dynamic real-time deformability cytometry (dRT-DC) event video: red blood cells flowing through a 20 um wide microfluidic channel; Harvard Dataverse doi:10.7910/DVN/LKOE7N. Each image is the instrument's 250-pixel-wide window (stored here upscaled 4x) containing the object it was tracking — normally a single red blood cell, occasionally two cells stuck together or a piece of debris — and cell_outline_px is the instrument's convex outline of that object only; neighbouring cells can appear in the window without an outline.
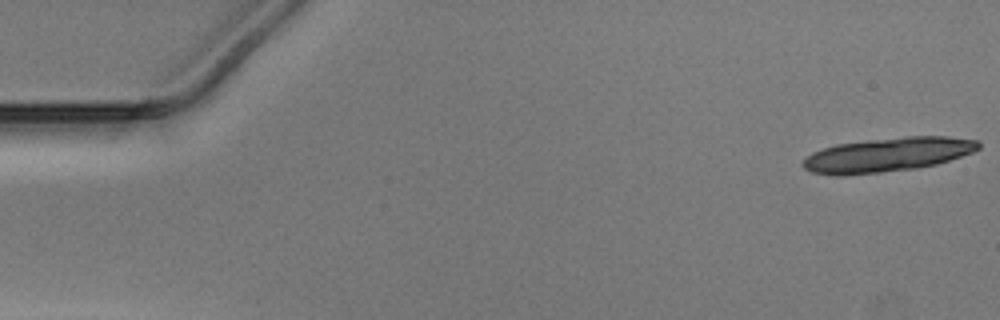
{"species": "Egyptian fruit bat (a non-hibernating species)", "species_latin": "Rousettus aegyptiacus", "temperature_condition": "warm", "stored_images_in_passage": 17, "camera_frame_rate_fps": 3000, "um_per_image_px": 0.085, "animal": {"sex": "male"}, "frame": {"image": 1, "passage_image": 1, "time_ms": 0.0, "image_size_px": [1000, 320], "cell_outline_px": [[980, 148], [972, 152], [936, 164], [916, 168], [844, 176], [836, 176], [812, 172], [804, 168], [800, 164], [812, 152], [836, 144], [868, 140], [904, 136], [948, 136], [980, 140]], "centroid_in_image_um": [75.43, 13.14], "position_along_channel_um": 9.6, "area_um2": 34.97}}